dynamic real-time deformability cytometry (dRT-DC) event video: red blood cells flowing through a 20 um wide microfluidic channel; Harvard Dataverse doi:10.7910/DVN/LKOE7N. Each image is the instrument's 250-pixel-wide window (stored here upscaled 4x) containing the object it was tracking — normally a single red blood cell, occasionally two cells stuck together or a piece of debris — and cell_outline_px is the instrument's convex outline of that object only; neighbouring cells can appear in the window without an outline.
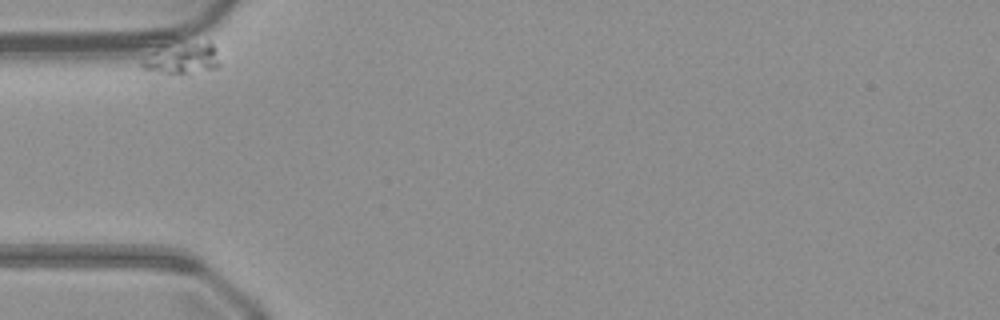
{"species": "common noctule bat (a hibernating species)", "species_latin": "Nyctalus noctula", "temperature_condition": "warm", "stored_images_in_passage": 35, "camera_frame_rate_fps": 3000, "um_per_image_px": 0.085, "animal": {"sex": "male", "body_mass_g": 23.1, "forearm_length_mm": 52.7}, "frame": {"image": 1, "passage_image": 1, "time_ms": 0.0, "image_size_px": [1000, 320], "cell_outline_px": [[220, 64], [216, 68], [172, 76], [144, 68], [140, 64], [144, 60], [156, 52], [208, 40], [216, 48]], "centroid_in_image_um": [15.63, 5.05], "position_along_channel_um": 69.4, "area_um2": 13.18}}
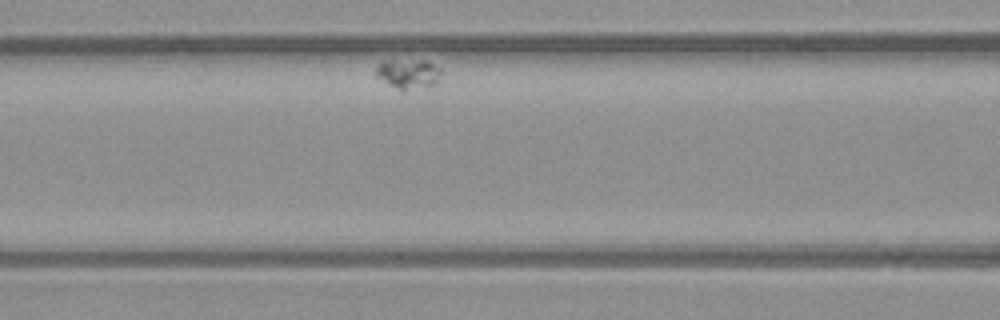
{"frame": {"image": 2, "passage_image": 10, "time_ms": 3.0, "image_size_px": [1000, 320], "cell_outline_px": [[440, 72], [436, 84], [404, 92], [400, 92], [376, 76], [376, 68], [380, 64], [392, 60], [424, 60], [440, 68]], "centroid_in_image_um": [34.7, 6.31], "position_along_channel_um": 131.9, "area_um2": 11.27}}
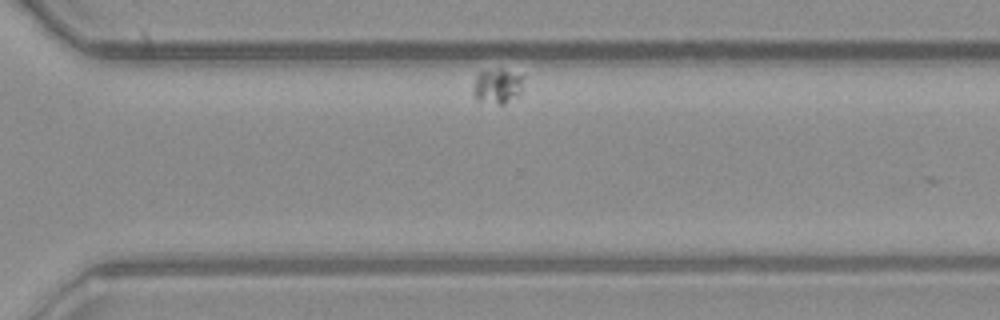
{"frame": {"image": 3, "passage_image": 34, "time_ms": 11.0, "image_size_px": [1000, 320], "cell_outline_px": [[524, 76], [520, 92], [516, 96], [504, 104], [500, 104], [476, 100], [472, 92], [472, 88], [476, 76], [480, 72], [500, 68]], "centroid_in_image_um": [42.25, 7.31], "position_along_channel_um": 328.4, "area_um2": 10.17}}